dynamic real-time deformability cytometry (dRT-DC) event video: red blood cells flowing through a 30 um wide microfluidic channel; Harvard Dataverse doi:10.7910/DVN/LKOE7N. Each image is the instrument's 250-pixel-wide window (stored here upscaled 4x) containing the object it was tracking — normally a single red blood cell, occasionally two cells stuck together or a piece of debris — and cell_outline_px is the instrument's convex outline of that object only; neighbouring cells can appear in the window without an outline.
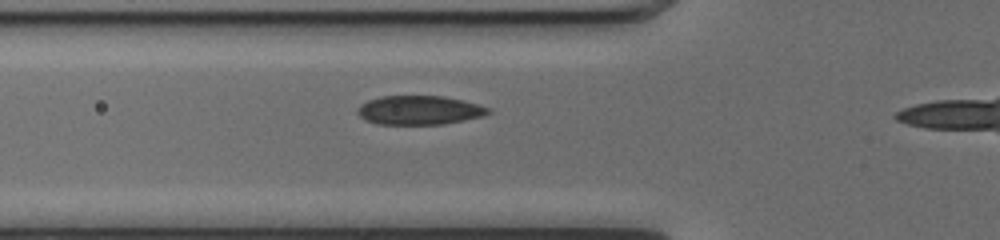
{"species": "common noctule bat (a hibernating species)", "species_latin": "Nyctalus noctula", "temperature_condition": "cold", "stored_images_in_passage": 27, "camera_frame_rate_fps": 3000, "um_per_image_px": 0.085, "animal": {"sex": "female", "body_mass_g": 17.0, "forearm_length_mm": 48.0}, "frame": {"image": 1, "passage_image": 4, "time_ms": 1.0, "image_size_px": [1000, 240], "cell_outline_px": [[492, 112], [484, 116], [444, 124], [376, 124], [364, 120], [356, 112], [356, 108], [360, 104], [368, 100], [380, 96], [444, 96], [464, 100], [492, 108]], "centroid_in_image_um": [35.65, 9.36], "position_along_channel_um": 90.2, "area_um2": 22.43}}
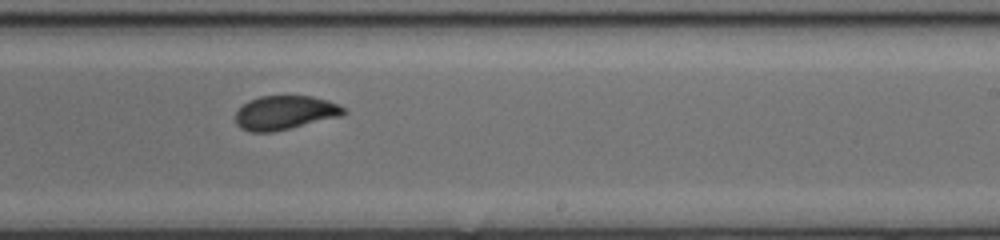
{"frame": {"image": 2, "passage_image": 17, "time_ms": 5.333, "image_size_px": [1000, 240], "cell_outline_px": [[348, 112], [340, 116], [272, 132], [248, 132], [240, 128], [236, 124], [236, 112], [248, 100], [260, 96], [312, 96], [328, 100], [344, 108]], "centroid_in_image_um": [24.19, 9.57], "position_along_channel_um": 264.8, "area_um2": 21.27}}
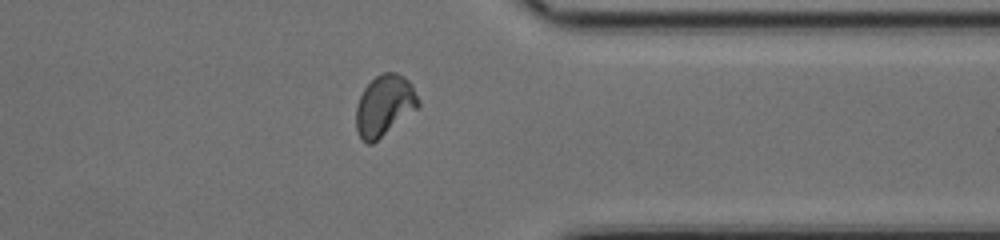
{"frame": {"image": 3, "passage_image": 26, "time_ms": 8.333, "image_size_px": [1000, 240], "cell_outline_px": [[420, 104], [416, 108], [372, 144], [368, 144], [360, 136], [356, 128], [356, 108], [360, 96], [364, 88], [376, 76], [384, 72], [396, 72], [408, 80], [420, 100]], "centroid_in_image_um": [32.66, 8.95], "position_along_channel_um": 378.7, "area_um2": 21.56}}